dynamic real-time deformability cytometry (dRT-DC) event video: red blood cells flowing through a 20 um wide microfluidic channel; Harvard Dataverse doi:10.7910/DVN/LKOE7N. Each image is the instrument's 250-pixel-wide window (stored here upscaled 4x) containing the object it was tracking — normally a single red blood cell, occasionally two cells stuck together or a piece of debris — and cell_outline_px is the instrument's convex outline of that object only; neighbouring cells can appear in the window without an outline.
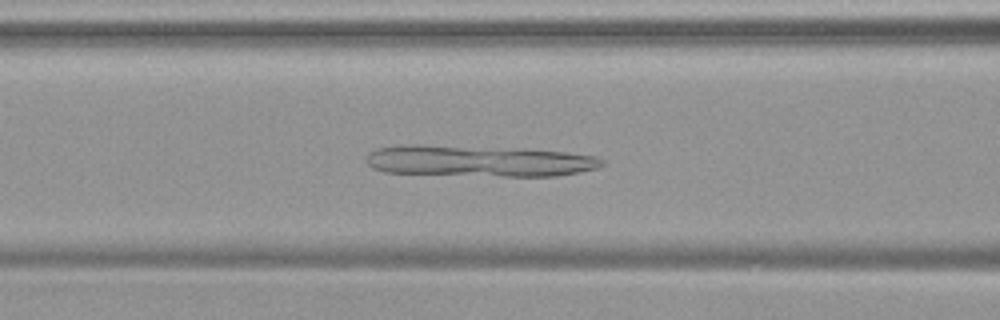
{"species": "common noctule bat (a hibernating species)", "species_latin": "Nyctalus noctula", "temperature_condition": "warm", "stored_images_in_passage": 40, "camera_frame_rate_fps": 3000, "um_per_image_px": 0.085, "animal": {"sex": "female", "body_mass_g": 19.9}, "frame": {"image": 1, "passage_image": 16, "time_ms": 5.0, "image_size_px": [1000, 320], "cell_outline_px": [[604, 164], [596, 168], [580, 172], [556, 176], [504, 176], [384, 172], [372, 168], [368, 164], [368, 156], [376, 148], [412, 144], [420, 144], [524, 148], [564, 152], [596, 156], [604, 160]], "centroid_in_image_um": [40.74, 13.67], "position_along_channel_um": 125.9, "area_um2": 43.06}}
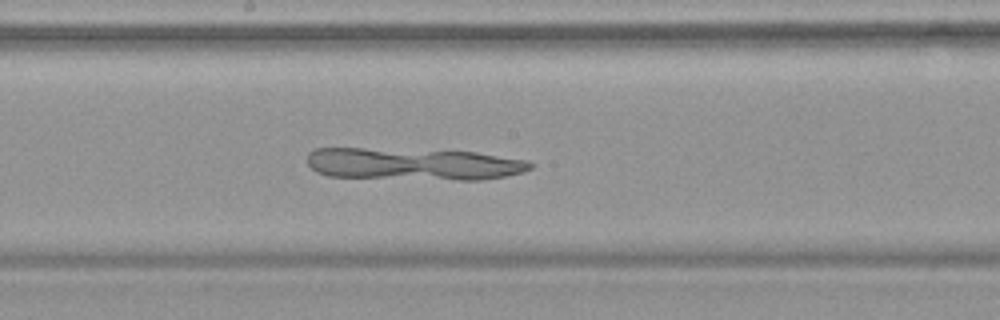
{"frame": {"image": 2, "passage_image": 23, "time_ms": 7.333, "image_size_px": [1000, 320], "cell_outline_px": [[536, 164], [532, 168], [524, 172], [484, 180], [456, 180], [328, 176], [316, 172], [308, 164], [308, 152], [316, 148], [364, 148], [476, 152], [528, 160]], "centroid_in_image_um": [35.18, 13.94], "position_along_channel_um": 213.0, "area_um2": 41.96}}
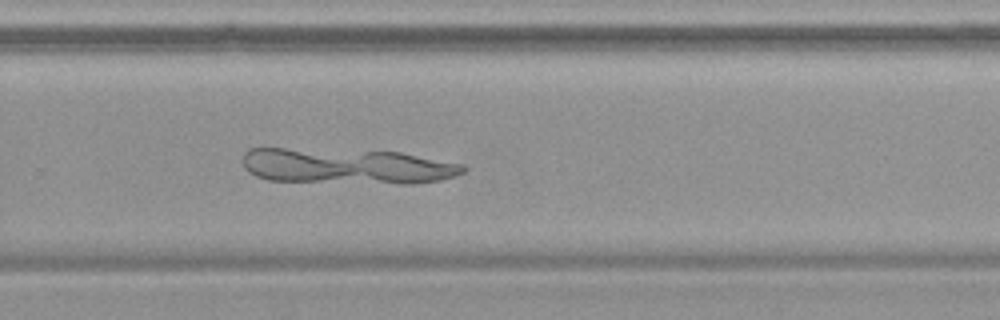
{"frame": {"image": 3, "passage_image": 30, "time_ms": 9.667, "image_size_px": [1000, 320], "cell_outline_px": [[468, 168], [464, 172], [456, 176], [440, 180], [412, 184], [400, 184], [268, 180], [256, 176], [248, 172], [244, 168], [244, 152], [248, 148], [284, 148], [400, 152], [464, 164]], "centroid_in_image_um": [29.51, 14.13], "position_along_channel_um": 300.3, "area_um2": 45.89}}